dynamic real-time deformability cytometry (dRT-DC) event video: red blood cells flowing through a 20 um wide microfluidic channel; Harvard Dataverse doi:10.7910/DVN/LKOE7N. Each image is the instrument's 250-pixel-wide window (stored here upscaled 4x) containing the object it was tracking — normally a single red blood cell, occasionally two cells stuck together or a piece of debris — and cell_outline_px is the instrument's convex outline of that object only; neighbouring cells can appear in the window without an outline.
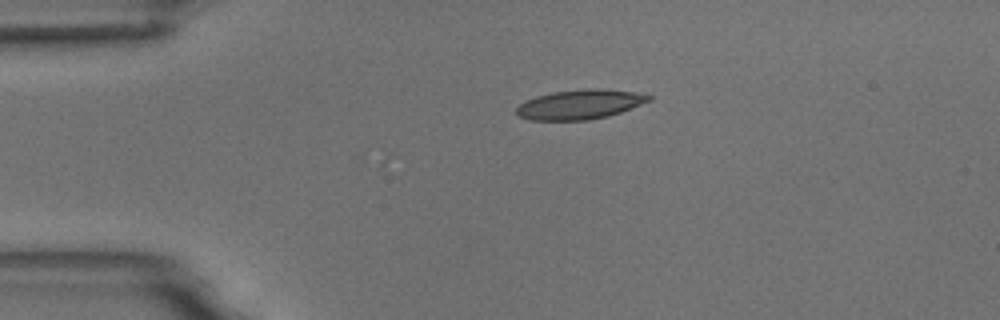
{"species": "common noctule bat (a hibernating species)", "species_latin": "Nyctalus noctula", "temperature_condition": "room temperature", "stored_images_in_passage": 2, "camera_frame_rate_fps": 3000, "um_per_image_px": 0.085, "animal": {"sex": "male", "body_mass_g": 18.8}, "frame": {"image": 1, "passage_image": 1, "time_ms": 0.0, "image_size_px": [1000, 320], "cell_outline_px": [[652, 100], [620, 112], [608, 116], [588, 120], [528, 120], [520, 116], [516, 112], [516, 108], [524, 100], [536, 96], [552, 92], [588, 88], [600, 88], [632, 92], [652, 96]], "centroid_in_image_um": [49.26, 8.87], "position_along_channel_um": 35.7, "area_um2": 22.77}}